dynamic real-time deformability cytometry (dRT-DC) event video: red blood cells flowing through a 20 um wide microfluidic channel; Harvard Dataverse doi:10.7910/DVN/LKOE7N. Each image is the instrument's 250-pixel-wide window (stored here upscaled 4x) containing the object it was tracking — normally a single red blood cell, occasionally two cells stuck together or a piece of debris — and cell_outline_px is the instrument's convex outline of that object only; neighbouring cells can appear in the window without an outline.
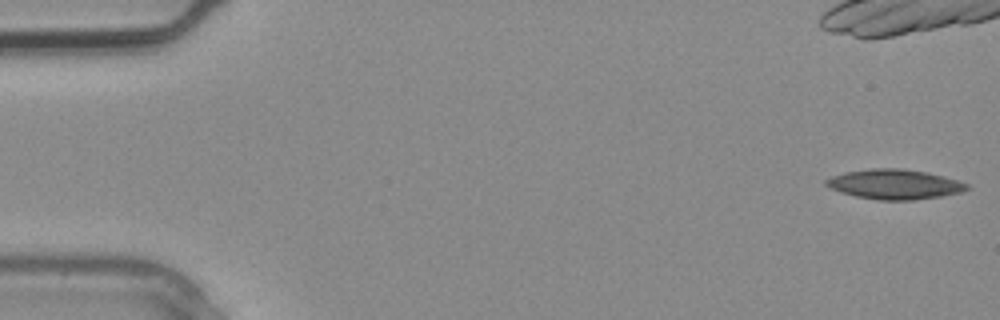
{"species": "common noctule bat (a hibernating species)", "species_latin": "Nyctalus noctula", "temperature_condition": "warm", "stored_images_in_passage": 3, "segment_of_instrument_passage": [2, 2], "camera_frame_rate_fps": 3000, "um_per_image_px": 0.085, "animal": {"sex": "male", "body_mass_g": 20.4}, "frame": {"image": 1, "passage_image": 3, "time_ms": 0.667, "image_size_px": [1000, 320], "cell_outline_px": [[972, 188], [960, 192], [940, 196], [916, 200], [880, 200], [856, 196], [840, 192], [828, 188], [824, 184], [824, 180], [832, 176], [844, 172], [872, 168], [900, 168], [928, 172], [944, 176], [968, 184]], "centroid_in_image_um": [76.02, 15.66], "position_along_channel_um": 9.0, "area_um2": 24.62}}